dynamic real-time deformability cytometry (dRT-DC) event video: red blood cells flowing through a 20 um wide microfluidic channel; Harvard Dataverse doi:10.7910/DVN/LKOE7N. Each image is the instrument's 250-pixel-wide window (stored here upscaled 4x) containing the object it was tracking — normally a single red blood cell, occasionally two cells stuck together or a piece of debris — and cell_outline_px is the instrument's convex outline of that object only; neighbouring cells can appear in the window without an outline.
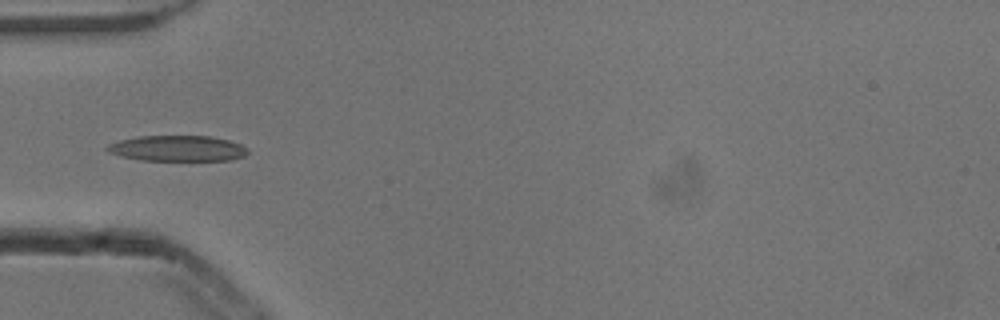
{"species": "common noctule bat (a hibernating species)", "species_latin": "Nyctalus noctula", "temperature_condition": "cold", "stored_images_in_passage": 5, "camera_frame_rate_fps": 3000, "um_per_image_px": 0.085, "animal": {"sex": "male", "body_mass_g": 13.3}, "frame": {"image": 1, "passage_image": 5, "time_ms": 1.333, "image_size_px": [1000, 320], "cell_outline_px": [[248, 152], [244, 156], [232, 160], [140, 160], [120, 156], [108, 152], [104, 148], [108, 144], [120, 140], [136, 136], [208, 136], [228, 140], [240, 144], [248, 148]], "centroid_in_image_um": [15.06, 12.61], "position_along_channel_um": 69.9, "area_um2": 21.1}}